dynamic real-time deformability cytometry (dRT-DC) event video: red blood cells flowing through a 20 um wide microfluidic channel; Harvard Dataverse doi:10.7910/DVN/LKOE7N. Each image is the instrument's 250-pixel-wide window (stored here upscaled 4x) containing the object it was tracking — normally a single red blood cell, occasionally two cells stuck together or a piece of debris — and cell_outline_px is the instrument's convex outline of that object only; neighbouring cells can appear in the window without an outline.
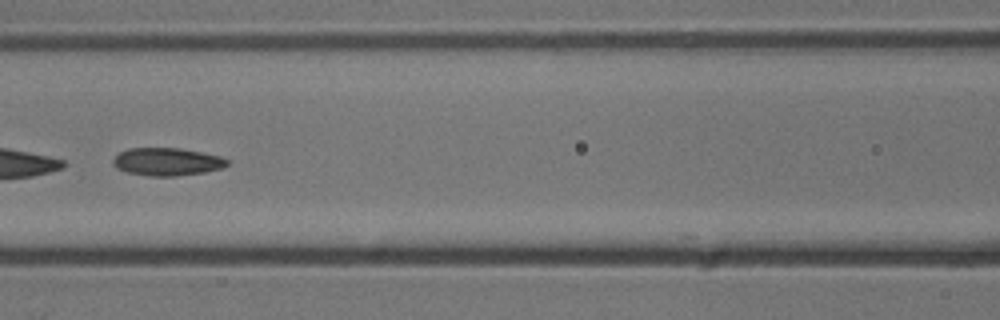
{"species": "common noctule bat (a hibernating species)", "species_latin": "Nyctalus noctula", "temperature_condition": "cold", "stored_images_in_passage": 53, "segment_of_instrument_passage": [2, 2], "camera_frame_rate_fps": 3000, "um_per_image_px": 0.085, "animal": {"sex": "male", "body_mass_g": 13.3}, "frame": {"image": 1, "passage_image": 24, "time_ms": 7.667, "image_size_px": [1000, 320], "cell_outline_px": [[228, 164], [224, 168], [204, 172], [176, 176], [152, 176], [128, 172], [116, 168], [112, 164], [112, 160], [120, 152], [128, 148], [180, 148], [220, 156], [228, 160]], "centroid_in_image_um": [14.2, 13.74], "position_along_channel_um": 152.4, "area_um2": 18.44}}
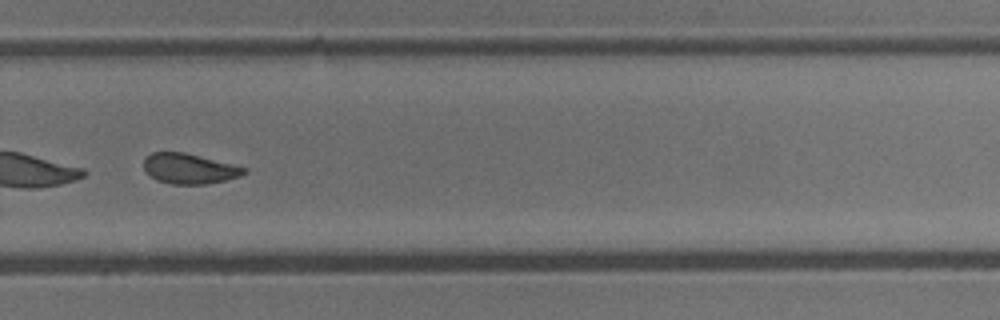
{"frame": {"image": 2, "passage_image": 37, "time_ms": 12.0, "image_size_px": [1000, 320], "cell_outline_px": [[248, 172], [240, 176], [224, 180], [204, 184], [172, 184], [156, 180], [144, 168], [144, 160], [152, 152], [184, 152], [248, 168]], "centroid_in_image_um": [16.11, 14.33], "position_along_channel_um": 313.7, "area_um2": 17.46}}